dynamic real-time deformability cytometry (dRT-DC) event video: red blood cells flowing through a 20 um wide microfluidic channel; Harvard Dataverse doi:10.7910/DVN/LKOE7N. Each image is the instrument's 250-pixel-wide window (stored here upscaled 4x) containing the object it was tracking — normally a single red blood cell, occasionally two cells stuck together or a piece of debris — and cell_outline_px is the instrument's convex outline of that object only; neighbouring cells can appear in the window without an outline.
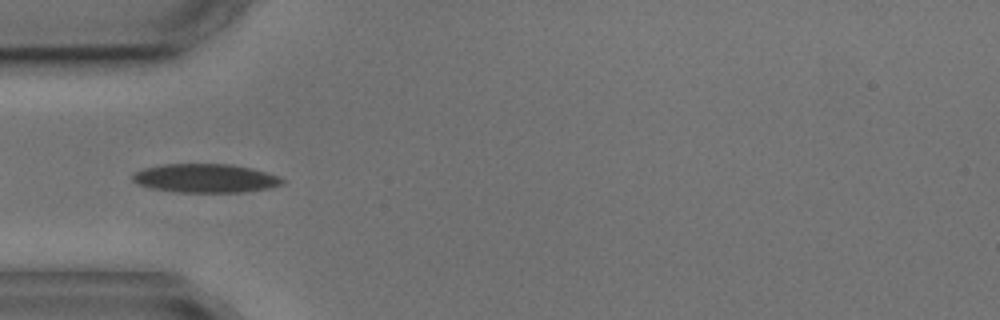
{"species": "common noctule bat (a hibernating species)", "species_latin": "Nyctalus noctula", "temperature_condition": "cold", "stored_images_in_passage": 8, "camera_frame_rate_fps": 3000, "um_per_image_px": 0.085, "animal": {"sex": "male", "body_mass_g": 17.9, "forearm_length_mm": 54.2}, "frame": {"image": 1, "passage_image": 4, "time_ms": 4.667, "image_size_px": [1000, 320], "cell_outline_px": [[284, 184], [268, 188], [240, 192], [176, 192], [152, 188], [136, 184], [132, 180], [132, 176], [136, 172], [144, 168], [164, 164], [232, 164], [252, 168], [280, 176], [284, 180]], "centroid_in_image_um": [17.47, 15.15], "position_along_channel_um": 67.5, "area_um2": 25.09}}
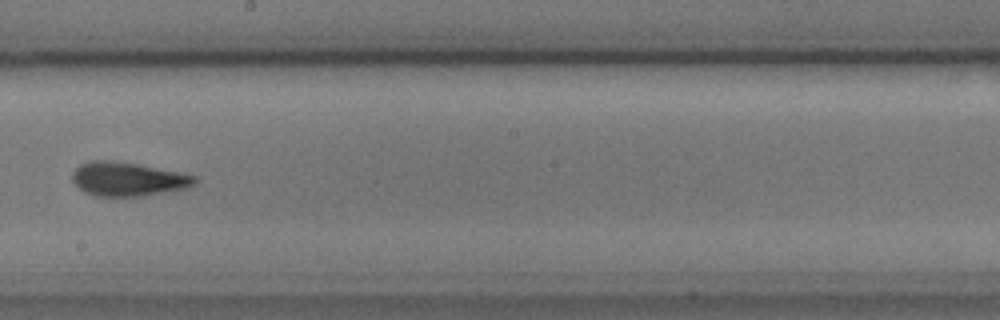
{"frame": {"image": 2, "passage_image": 8, "time_ms": 9.333, "image_size_px": [1000, 320], "cell_outline_px": [[196, 184], [188, 188], [140, 196], [92, 196], [84, 192], [72, 180], [72, 172], [80, 164], [88, 160], [112, 160], [136, 164], [196, 176]], "centroid_in_image_um": [10.82, 15.22], "position_along_channel_um": 237.4, "area_um2": 24.04}}